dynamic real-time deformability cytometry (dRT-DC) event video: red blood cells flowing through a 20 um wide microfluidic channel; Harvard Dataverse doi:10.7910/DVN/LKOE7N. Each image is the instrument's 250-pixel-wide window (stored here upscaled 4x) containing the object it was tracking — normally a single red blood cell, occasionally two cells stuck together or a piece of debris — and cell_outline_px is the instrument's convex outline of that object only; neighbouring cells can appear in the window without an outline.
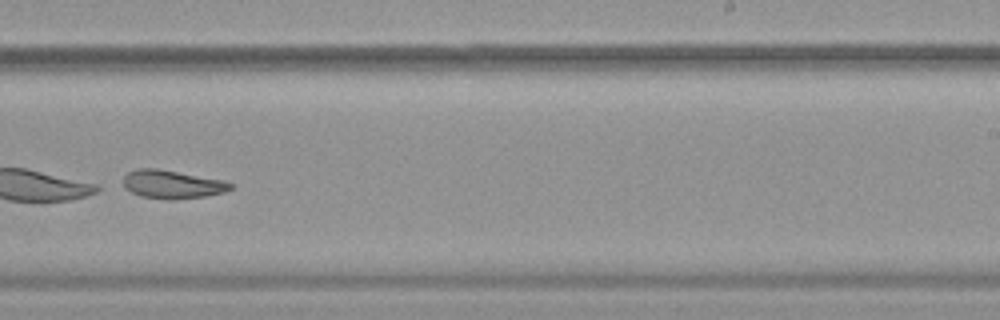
{"species": "common noctule bat (a hibernating species)", "species_latin": "Nyctalus noctula", "temperature_condition": "warm", "stored_images_in_passage": 35, "camera_frame_rate_fps": 3000, "um_per_image_px": 0.085, "animal": {"sex": "female", "body_mass_g": 19.9}, "frame": {"image": 1, "passage_image": 25, "time_ms": 8.0, "image_size_px": [1000, 320], "cell_outline_px": [[236, 184], [232, 188], [224, 192], [204, 196], [172, 200], [140, 196], [124, 188], [124, 176], [128, 172], [136, 168], [156, 168], [224, 180]], "centroid_in_image_um": [14.65, 15.66], "position_along_channel_um": 274.4, "area_um2": 17.74}}